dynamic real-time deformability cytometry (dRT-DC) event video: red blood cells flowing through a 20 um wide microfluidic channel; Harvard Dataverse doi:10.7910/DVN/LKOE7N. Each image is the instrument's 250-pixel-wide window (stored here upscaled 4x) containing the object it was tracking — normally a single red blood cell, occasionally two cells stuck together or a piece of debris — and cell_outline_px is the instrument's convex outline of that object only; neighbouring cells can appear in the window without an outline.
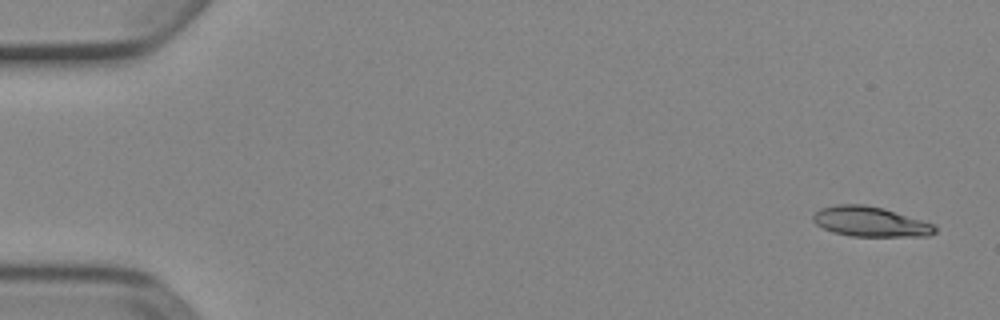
{"species": "Egyptian fruit bat (a non-hibernating species)", "species_latin": "Rousettus aegyptiacus", "temperature_condition": "cold", "stored_images_in_passage": 4, "camera_frame_rate_fps": 3000, "um_per_image_px": 0.085, "animal": {"sex": "female"}, "frame": {"image": 1, "passage_image": 1, "time_ms": 0.0, "image_size_px": [1000, 320], "cell_outline_px": [[936, 232], [928, 236], [848, 236], [832, 232], [816, 224], [812, 220], [812, 216], [820, 208], [836, 204], [864, 204], [884, 208], [936, 224]], "centroid_in_image_um": [73.98, 18.84], "position_along_channel_um": 11.0, "area_um2": 21.5}}
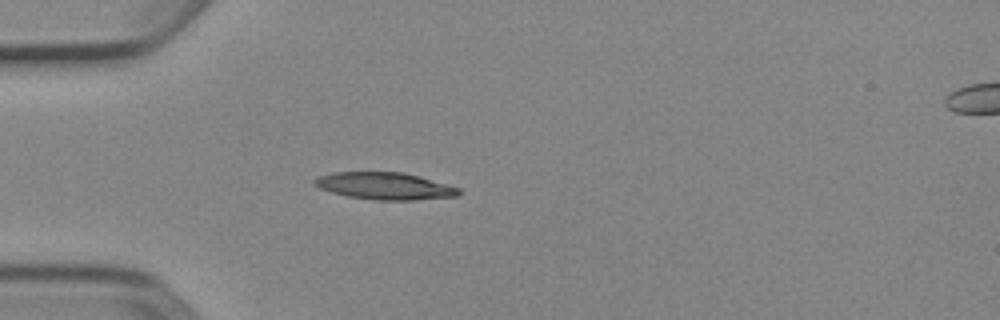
{"frame": {"image": 2, "passage_image": 4, "time_ms": 1.0, "image_size_px": [1000, 320], "cell_outline_px": [[460, 196], [412, 200], [372, 200], [348, 196], [332, 192], [320, 188], [312, 184], [312, 180], [316, 176], [332, 172], [404, 172], [420, 176], [460, 188]], "centroid_in_image_um": [32.68, 15.8], "position_along_channel_um": 52.3, "area_um2": 23.0}}